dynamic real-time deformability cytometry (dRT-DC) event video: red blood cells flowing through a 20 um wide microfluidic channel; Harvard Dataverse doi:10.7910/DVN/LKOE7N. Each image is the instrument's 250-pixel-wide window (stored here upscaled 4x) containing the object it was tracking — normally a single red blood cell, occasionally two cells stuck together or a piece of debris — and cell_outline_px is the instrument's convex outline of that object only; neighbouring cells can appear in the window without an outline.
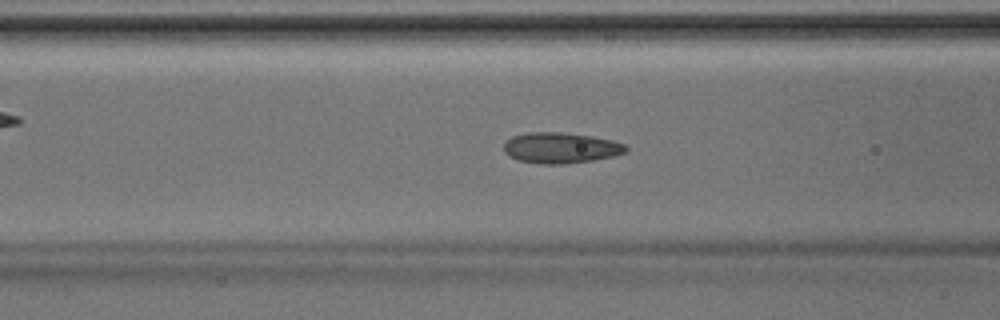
{"species": "Egyptian fruit bat (a non-hibernating species)", "species_latin": "Rousettus aegyptiacus", "temperature_condition": "room temperature", "stored_images_in_passage": 34, "camera_frame_rate_fps": 3000, "um_per_image_px": 0.085, "animal": {"sex": "male"}, "frame": {"image": 1, "passage_image": 6, "time_ms": 1.667, "image_size_px": [1000, 320], "cell_outline_px": [[628, 148], [624, 152], [612, 156], [592, 160], [564, 164], [540, 164], [516, 160], [508, 156], [504, 152], [504, 140], [512, 136], [528, 132], [560, 132], [592, 136], [612, 140], [628, 144]], "centroid_in_image_um": [47.61, 12.56], "position_along_channel_um": 119.0, "area_um2": 22.08}}
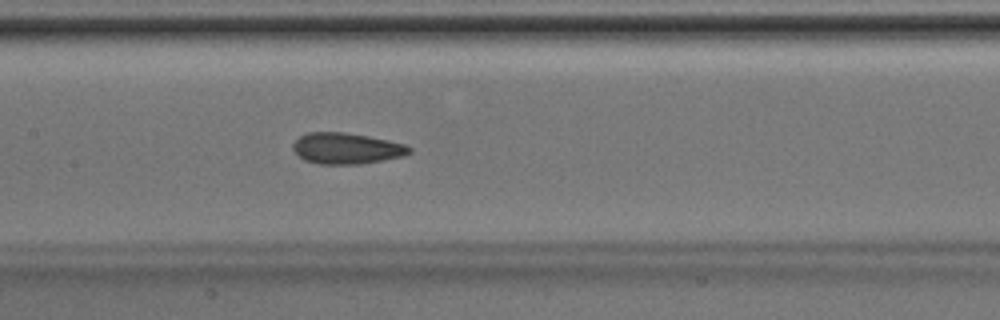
{"frame": {"image": 2, "passage_image": 10, "time_ms": 3.0, "image_size_px": [1000, 320], "cell_outline_px": [[412, 152], [404, 156], [360, 164], [320, 164], [304, 160], [292, 148], [292, 144], [300, 136], [308, 132], [344, 132], [368, 136], [388, 140], [404, 144], [412, 148]], "centroid_in_image_um": [29.46, 12.61], "position_along_channel_um": 177.9, "area_um2": 21.04}}
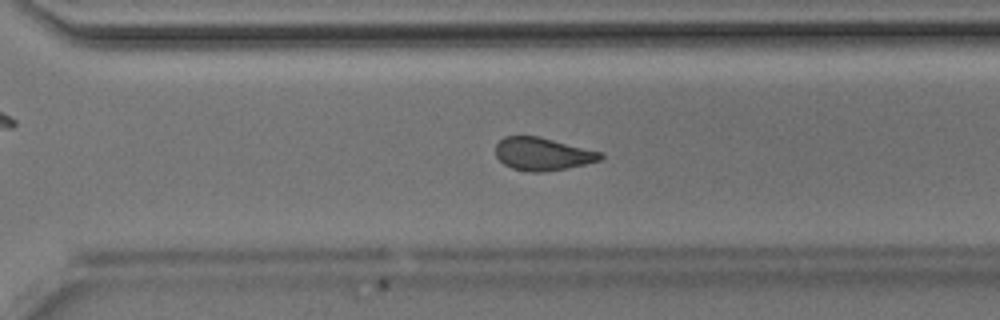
{"frame": {"image": 3, "passage_image": 20, "time_ms": 6.333, "image_size_px": [1000, 320], "cell_outline_px": [[604, 156], [600, 160], [584, 164], [544, 172], [532, 172], [512, 168], [504, 164], [496, 156], [496, 144], [504, 136], [536, 136], [600, 152]], "centroid_in_image_um": [46.07, 13.09], "position_along_channel_um": 324.5, "area_um2": 19.59}}